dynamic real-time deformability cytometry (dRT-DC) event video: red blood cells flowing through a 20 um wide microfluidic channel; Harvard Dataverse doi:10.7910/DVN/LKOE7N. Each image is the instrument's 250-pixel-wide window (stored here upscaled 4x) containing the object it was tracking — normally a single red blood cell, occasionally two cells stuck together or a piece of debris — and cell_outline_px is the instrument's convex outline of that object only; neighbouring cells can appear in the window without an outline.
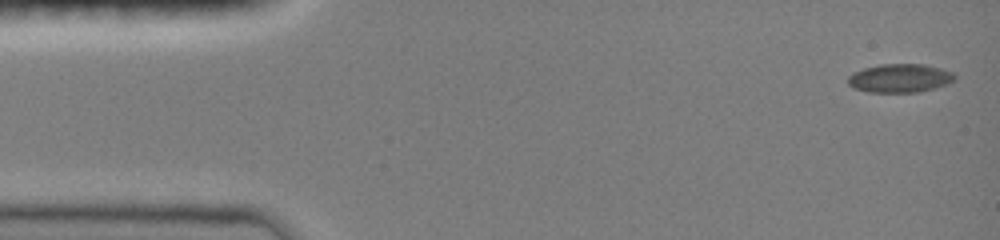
{"species": "common noctule bat (a hibernating species)", "species_latin": "Nyctalus noctula", "temperature_condition": "room temperature", "stored_images_in_passage": 11, "camera_frame_rate_fps": 3000, "um_per_image_px": 0.085, "animal": {"sex": "female", "body_mass_g": 19.0, "forearm_length_mm": 51.5}, "frame": {"image": 1, "passage_image": 1, "time_ms": 0.0, "image_size_px": [1000, 240], "cell_outline_px": [[956, 80], [948, 84], [920, 92], [868, 92], [852, 88], [848, 84], [848, 76], [852, 72], [864, 68], [880, 64], [924, 64], [940, 68], [952, 72], [956, 76]], "centroid_in_image_um": [76.48, 6.65], "position_along_channel_um": 8.5, "area_um2": 17.98}}
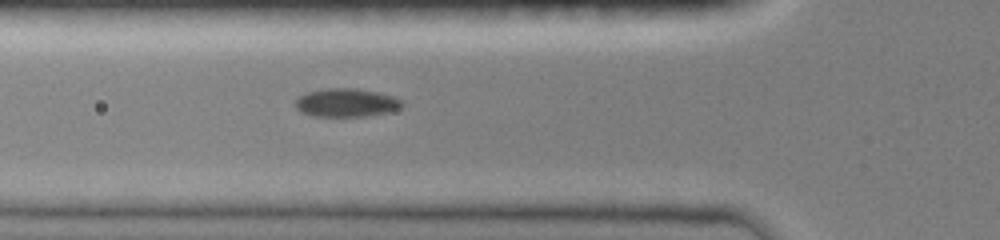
{"frame": {"image": 2, "passage_image": 8, "time_ms": 5.0, "image_size_px": [1000, 240], "cell_outline_px": [[404, 104], [400, 108], [388, 112], [364, 116], [312, 116], [300, 112], [296, 108], [296, 100], [300, 96], [308, 92], [328, 88], [356, 88], [380, 92], [404, 100]], "centroid_in_image_um": [29.47, 8.72], "position_along_channel_um": 96.3, "area_um2": 17.69}}
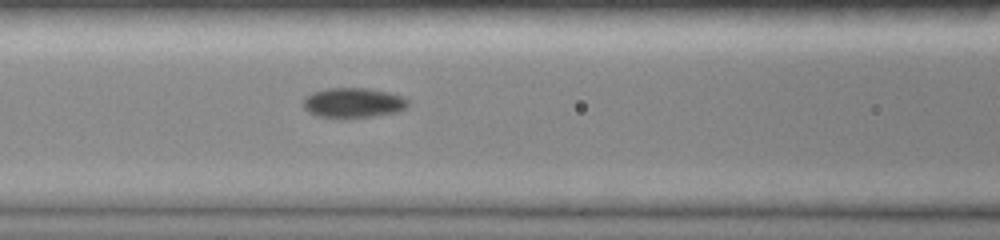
{"frame": {"image": 3, "passage_image": 11, "time_ms": 6.0, "image_size_px": [1000, 240], "cell_outline_px": [[408, 104], [404, 108], [396, 112], [376, 116], [344, 120], [340, 120], [316, 116], [308, 112], [304, 108], [304, 96], [312, 92], [328, 88], [368, 88], [388, 92], [404, 96], [408, 100]], "centroid_in_image_um": [29.99, 8.77], "position_along_channel_um": 136.6, "area_um2": 18.9}}